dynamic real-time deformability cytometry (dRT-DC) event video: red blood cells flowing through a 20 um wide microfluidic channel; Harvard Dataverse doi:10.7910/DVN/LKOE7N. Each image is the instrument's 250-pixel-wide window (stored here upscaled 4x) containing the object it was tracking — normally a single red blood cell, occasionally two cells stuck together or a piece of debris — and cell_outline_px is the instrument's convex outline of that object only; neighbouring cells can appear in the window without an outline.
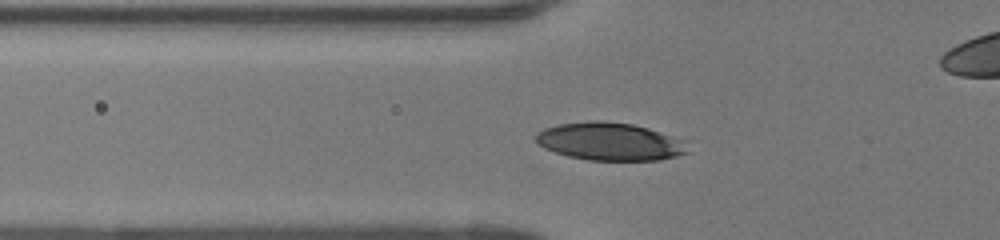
{"species": "human", "species_latin": "Homo sapiens", "temperature_condition": "room temperature", "stored_images_in_passage": 36, "camera_frame_rate_fps": 3000, "um_per_image_px": 0.085, "donor": {"sex": "female"}, "frame": {"image": 1, "passage_image": 4, "time_ms": 1.0, "image_size_px": [1000, 240], "cell_outline_px": [[688, 152], [676, 156], [660, 160], [588, 160], [568, 156], [544, 148], [536, 140], [536, 132], [544, 128], [560, 124], [592, 120], [600, 120], [632, 124], [648, 128], [684, 140]], "centroid_in_image_um": [51.83, 12.03], "position_along_channel_um": 74.0, "area_um2": 33.29}}
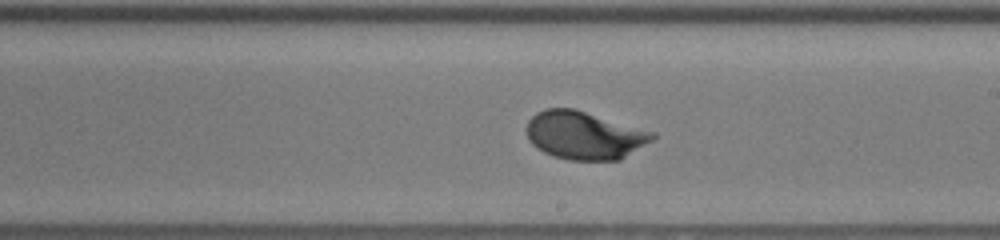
{"frame": {"image": 2, "passage_image": 16, "time_ms": 5.0, "image_size_px": [1000, 240], "cell_outline_px": [[656, 136], [652, 140], [620, 160], [568, 160], [552, 156], [536, 148], [528, 140], [528, 120], [536, 112], [548, 108], [576, 108], [656, 132]], "centroid_in_image_um": [49.68, 11.49], "position_along_channel_um": 239.3, "area_um2": 35.49}}
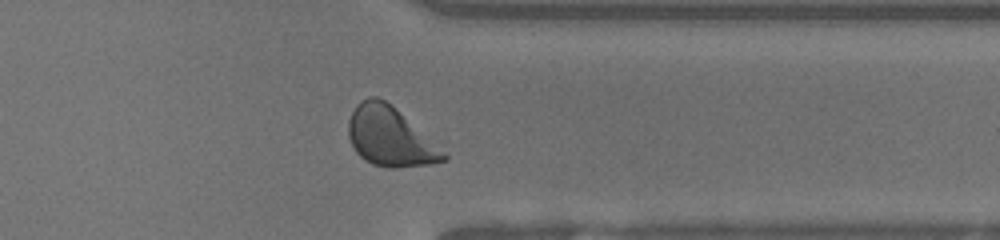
{"frame": {"image": 3, "passage_image": 26, "time_ms": 8.333, "image_size_px": [1000, 240], "cell_outline_px": [[448, 160], [428, 164], [396, 168], [388, 168], [372, 164], [364, 160], [356, 152], [348, 136], [348, 120], [356, 104], [360, 100], [368, 96], [376, 96], [384, 100], [448, 140]], "centroid_in_image_um": [33.4, 11.6], "position_along_channel_um": 378.0, "area_um2": 35.6}, "authors_computed_cell_mechanics": {"area_um2": 35.2291, "velocity_mm_per_s": 4.1629, "shape_relaxation_time_tau1_ms": 2.166, "shape_relaxation_time_tau2_ms": null, "deformation_change_tau1": 0.1396, "deformation_change_tau2": null}}